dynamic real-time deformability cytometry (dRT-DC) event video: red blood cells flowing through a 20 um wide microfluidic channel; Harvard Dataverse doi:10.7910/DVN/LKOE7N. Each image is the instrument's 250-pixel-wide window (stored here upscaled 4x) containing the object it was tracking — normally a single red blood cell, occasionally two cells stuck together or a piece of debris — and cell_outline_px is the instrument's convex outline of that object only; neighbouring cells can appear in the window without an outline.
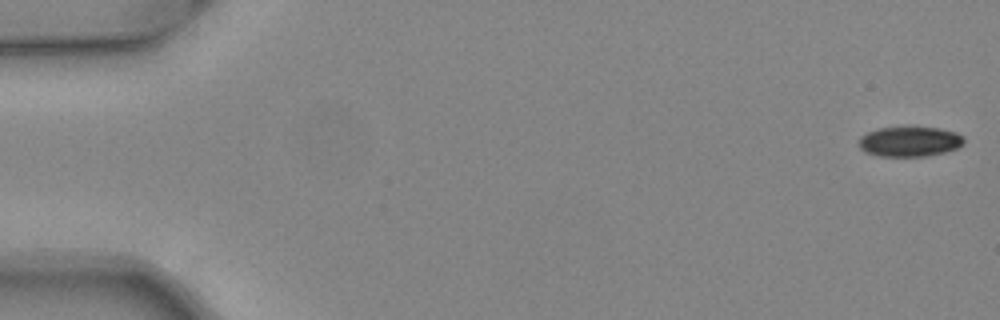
{"species": "common noctule bat (a hibernating species)", "species_latin": "Nyctalus noctula", "temperature_condition": "warm", "stored_images_in_passage": 51, "camera_frame_rate_fps": 3000, "um_per_image_px": 0.085, "animal": {"sex": "female", "body_mass_g": 24.6, "forearm_length_mm": 56.2}, "frame": {"image": 1, "passage_image": 1, "time_ms": 0.0, "image_size_px": [1000, 320], "cell_outline_px": [[964, 144], [956, 148], [944, 152], [928, 156], [880, 156], [864, 152], [860, 148], [860, 136], [876, 128], [912, 124], [940, 128], [956, 132], [964, 136]], "centroid_in_image_um": [77.33, 11.98], "position_along_channel_um": 7.7, "area_um2": 19.19}}
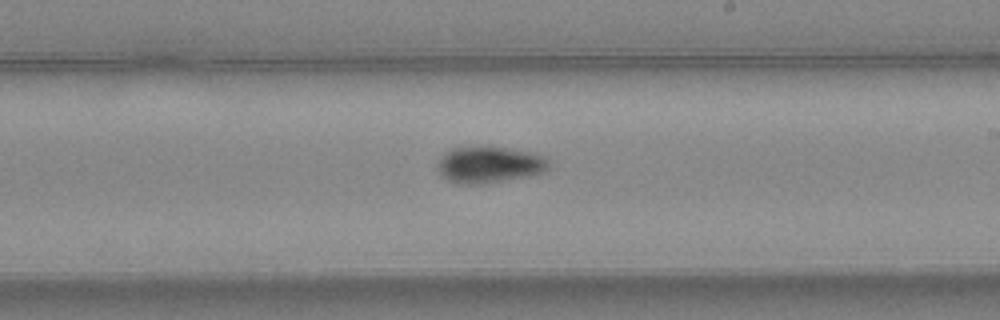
{"frame": {"image": 2, "passage_image": 30, "time_ms": 9.667, "image_size_px": [1000, 320], "cell_outline_px": [[548, 168], [544, 172], [528, 176], [484, 184], [464, 184], [448, 180], [440, 176], [440, 156], [444, 152], [452, 148], [504, 148], [532, 152], [544, 156], [548, 160]], "centroid_in_image_um": [41.61, 14.02], "position_along_channel_um": 247.4, "area_um2": 23.18}}
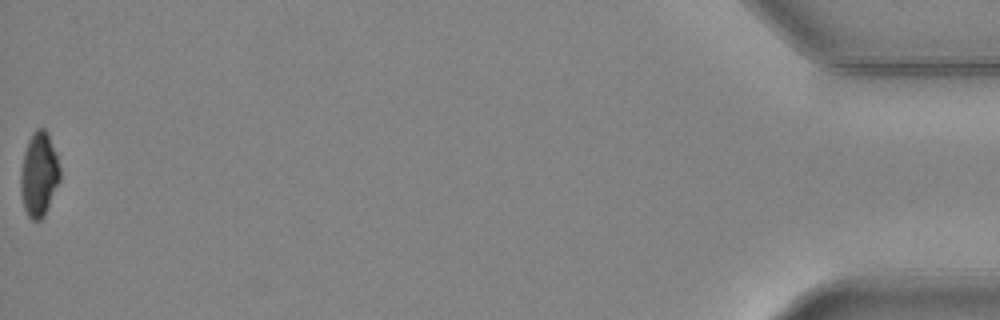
{"frame": {"image": 3, "passage_image": 51, "time_ms": 16.667, "image_size_px": [1000, 320], "cell_outline_px": [[60, 180], [44, 216], [40, 220], [32, 220], [28, 216], [24, 208], [20, 192], [20, 172], [24, 152], [28, 140], [32, 132], [36, 128], [44, 128], [48, 132], [56, 152], [60, 168]], "centroid_in_image_um": [3.31, 14.8], "position_along_channel_um": 431.9, "area_um2": 19.54}, "authors_computed_cell_mechanics": {"area_um2": 21.5594, "velocity_mm_per_s": 4.0854, "shape_relaxation_time_tau1_ms": 3.9301, "shape_relaxation_time_tau2_ms": null, "deformation_change_tau1": 0.1228, "deformation_change_tau2": null}}